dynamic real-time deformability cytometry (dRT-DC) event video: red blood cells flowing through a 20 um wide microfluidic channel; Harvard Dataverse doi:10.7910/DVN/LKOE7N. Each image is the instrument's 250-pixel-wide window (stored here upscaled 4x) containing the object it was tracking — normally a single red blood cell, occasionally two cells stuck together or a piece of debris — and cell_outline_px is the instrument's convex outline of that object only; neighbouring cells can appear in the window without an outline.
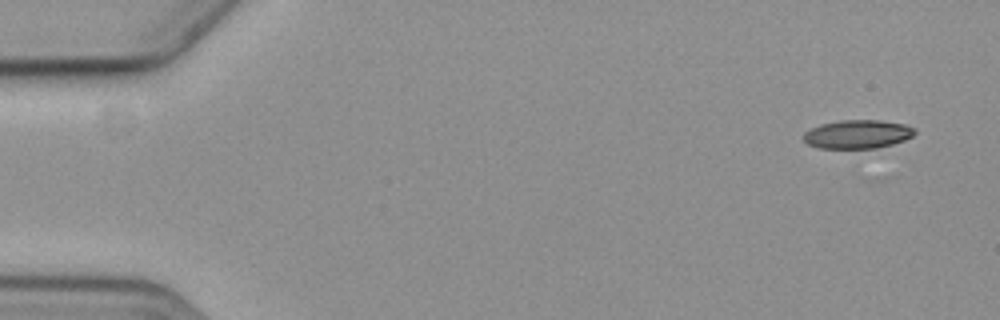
{"species": "common noctule bat (a hibernating species)", "species_latin": "Nyctalus noctula", "temperature_condition": "cold", "stored_images_in_passage": 4, "camera_frame_rate_fps": 3000, "um_per_image_px": 0.085, "animal": {"sex": "female", "body_mass_g": 19.3, "forearm_length_mm": 54.1}, "frame": {"image": 1, "passage_image": 1, "time_ms": 0.0, "image_size_px": [1000, 320], "cell_outline_px": [[916, 132], [912, 136], [904, 140], [892, 144], [876, 148], [820, 148], [808, 144], [804, 140], [804, 132], [820, 124], [840, 120], [880, 120], [904, 124], [916, 128]], "centroid_in_image_um": [72.91, 11.4], "position_along_channel_um": 12.1, "area_um2": 18.5}}